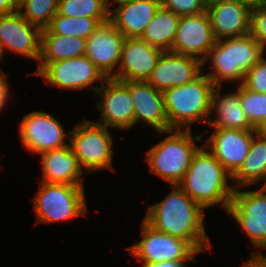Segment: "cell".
<instances>
[{"mask_svg": "<svg viewBox=\"0 0 266 267\" xmlns=\"http://www.w3.org/2000/svg\"><path fill=\"white\" fill-rule=\"evenodd\" d=\"M261 186L266 191V182L263 185H261Z\"/></svg>", "mask_w": 266, "mask_h": 267, "instance_id": "7bdbcfd3", "label": "cell"}, {"mask_svg": "<svg viewBox=\"0 0 266 267\" xmlns=\"http://www.w3.org/2000/svg\"><path fill=\"white\" fill-rule=\"evenodd\" d=\"M215 43L210 19L205 10L180 17L170 52L192 56L203 62Z\"/></svg>", "mask_w": 266, "mask_h": 267, "instance_id": "4fadbf2b", "label": "cell"}, {"mask_svg": "<svg viewBox=\"0 0 266 267\" xmlns=\"http://www.w3.org/2000/svg\"><path fill=\"white\" fill-rule=\"evenodd\" d=\"M160 5V0H131L111 10L109 21L125 38L141 37Z\"/></svg>", "mask_w": 266, "mask_h": 267, "instance_id": "7402d4cb", "label": "cell"}, {"mask_svg": "<svg viewBox=\"0 0 266 267\" xmlns=\"http://www.w3.org/2000/svg\"><path fill=\"white\" fill-rule=\"evenodd\" d=\"M158 133L168 136L146 152L145 161L153 174L170 185H178L199 149L194 140L201 141V136L193 137L191 130L180 129Z\"/></svg>", "mask_w": 266, "mask_h": 267, "instance_id": "5b68a950", "label": "cell"}, {"mask_svg": "<svg viewBox=\"0 0 266 267\" xmlns=\"http://www.w3.org/2000/svg\"><path fill=\"white\" fill-rule=\"evenodd\" d=\"M227 212L254 247L266 248V191L262 187L256 191L235 189Z\"/></svg>", "mask_w": 266, "mask_h": 267, "instance_id": "30bf717a", "label": "cell"}, {"mask_svg": "<svg viewBox=\"0 0 266 267\" xmlns=\"http://www.w3.org/2000/svg\"><path fill=\"white\" fill-rule=\"evenodd\" d=\"M141 225L142 239L127 249L142 264L166 260H194V256L199 253L188 241L160 232L144 219Z\"/></svg>", "mask_w": 266, "mask_h": 267, "instance_id": "ba28073f", "label": "cell"}, {"mask_svg": "<svg viewBox=\"0 0 266 267\" xmlns=\"http://www.w3.org/2000/svg\"><path fill=\"white\" fill-rule=\"evenodd\" d=\"M125 36L110 21L102 23L86 39L85 56L107 77L114 75L120 64Z\"/></svg>", "mask_w": 266, "mask_h": 267, "instance_id": "ac0fdd59", "label": "cell"}, {"mask_svg": "<svg viewBox=\"0 0 266 267\" xmlns=\"http://www.w3.org/2000/svg\"><path fill=\"white\" fill-rule=\"evenodd\" d=\"M162 50L140 37L125 38L120 64L111 77L119 81H147Z\"/></svg>", "mask_w": 266, "mask_h": 267, "instance_id": "e0dca14e", "label": "cell"}, {"mask_svg": "<svg viewBox=\"0 0 266 267\" xmlns=\"http://www.w3.org/2000/svg\"><path fill=\"white\" fill-rule=\"evenodd\" d=\"M207 150L205 146L198 149L178 186L204 210L221 204L227 211L235 190L228 185L232 176Z\"/></svg>", "mask_w": 266, "mask_h": 267, "instance_id": "7a4b0ae2", "label": "cell"}, {"mask_svg": "<svg viewBox=\"0 0 266 267\" xmlns=\"http://www.w3.org/2000/svg\"><path fill=\"white\" fill-rule=\"evenodd\" d=\"M147 209L144 220L154 229L188 241L199 253L210 249L204 228V209L178 185Z\"/></svg>", "mask_w": 266, "mask_h": 267, "instance_id": "6da1fadb", "label": "cell"}, {"mask_svg": "<svg viewBox=\"0 0 266 267\" xmlns=\"http://www.w3.org/2000/svg\"><path fill=\"white\" fill-rule=\"evenodd\" d=\"M59 0H24L18 9L22 16L31 24L45 29L58 12ZM23 8L25 11L23 12Z\"/></svg>", "mask_w": 266, "mask_h": 267, "instance_id": "f1b7e54d", "label": "cell"}, {"mask_svg": "<svg viewBox=\"0 0 266 267\" xmlns=\"http://www.w3.org/2000/svg\"><path fill=\"white\" fill-rule=\"evenodd\" d=\"M221 88L216 86L213 90L211 115L207 124L212 128L255 130L243 111L239 94L235 91L222 95ZM213 111L216 112L214 120Z\"/></svg>", "mask_w": 266, "mask_h": 267, "instance_id": "603a6c76", "label": "cell"}, {"mask_svg": "<svg viewBox=\"0 0 266 267\" xmlns=\"http://www.w3.org/2000/svg\"><path fill=\"white\" fill-rule=\"evenodd\" d=\"M1 60H2V55H1V52H0V63H1ZM2 72L1 68H0V73Z\"/></svg>", "mask_w": 266, "mask_h": 267, "instance_id": "ee69618b", "label": "cell"}, {"mask_svg": "<svg viewBox=\"0 0 266 267\" xmlns=\"http://www.w3.org/2000/svg\"><path fill=\"white\" fill-rule=\"evenodd\" d=\"M42 29L27 21L20 11L0 14V52L4 50L39 60Z\"/></svg>", "mask_w": 266, "mask_h": 267, "instance_id": "5bb4252c", "label": "cell"}, {"mask_svg": "<svg viewBox=\"0 0 266 267\" xmlns=\"http://www.w3.org/2000/svg\"><path fill=\"white\" fill-rule=\"evenodd\" d=\"M85 52L86 39L56 35L47 28L42 29L39 64L81 57L85 55Z\"/></svg>", "mask_w": 266, "mask_h": 267, "instance_id": "cb8c5ba5", "label": "cell"}, {"mask_svg": "<svg viewBox=\"0 0 266 267\" xmlns=\"http://www.w3.org/2000/svg\"><path fill=\"white\" fill-rule=\"evenodd\" d=\"M14 3L19 6L24 0H13Z\"/></svg>", "mask_w": 266, "mask_h": 267, "instance_id": "60d3db41", "label": "cell"}, {"mask_svg": "<svg viewBox=\"0 0 266 267\" xmlns=\"http://www.w3.org/2000/svg\"><path fill=\"white\" fill-rule=\"evenodd\" d=\"M19 133L26 149L36 154L62 148L69 145L66 140H70V131L66 133L62 124L53 115L44 111H34L25 115Z\"/></svg>", "mask_w": 266, "mask_h": 267, "instance_id": "7c38bea8", "label": "cell"}, {"mask_svg": "<svg viewBox=\"0 0 266 267\" xmlns=\"http://www.w3.org/2000/svg\"><path fill=\"white\" fill-rule=\"evenodd\" d=\"M18 10L13 0H0V14H10Z\"/></svg>", "mask_w": 266, "mask_h": 267, "instance_id": "8d00e7d4", "label": "cell"}, {"mask_svg": "<svg viewBox=\"0 0 266 267\" xmlns=\"http://www.w3.org/2000/svg\"><path fill=\"white\" fill-rule=\"evenodd\" d=\"M102 101L96 103L101 118L95 123L107 128L128 130L134 125V104L130 94V81L107 78L96 90Z\"/></svg>", "mask_w": 266, "mask_h": 267, "instance_id": "8fae6325", "label": "cell"}, {"mask_svg": "<svg viewBox=\"0 0 266 267\" xmlns=\"http://www.w3.org/2000/svg\"><path fill=\"white\" fill-rule=\"evenodd\" d=\"M46 80V83L57 88L69 90H82L91 86L96 92L98 86H93L99 80L101 84L107 77L85 55L73 59L59 60L49 64H39L32 73ZM93 84V85H91Z\"/></svg>", "mask_w": 266, "mask_h": 267, "instance_id": "9c48e42d", "label": "cell"}, {"mask_svg": "<svg viewBox=\"0 0 266 267\" xmlns=\"http://www.w3.org/2000/svg\"><path fill=\"white\" fill-rule=\"evenodd\" d=\"M242 85L256 93H266V59L265 55L245 73Z\"/></svg>", "mask_w": 266, "mask_h": 267, "instance_id": "4dcf8cb0", "label": "cell"}, {"mask_svg": "<svg viewBox=\"0 0 266 267\" xmlns=\"http://www.w3.org/2000/svg\"><path fill=\"white\" fill-rule=\"evenodd\" d=\"M101 23L95 18L66 17L56 14L47 29L56 35L76 36L87 39Z\"/></svg>", "mask_w": 266, "mask_h": 267, "instance_id": "4316f807", "label": "cell"}, {"mask_svg": "<svg viewBox=\"0 0 266 267\" xmlns=\"http://www.w3.org/2000/svg\"><path fill=\"white\" fill-rule=\"evenodd\" d=\"M242 267H266V256L261 252L254 253L252 251L250 260L244 262Z\"/></svg>", "mask_w": 266, "mask_h": 267, "instance_id": "d590c367", "label": "cell"}, {"mask_svg": "<svg viewBox=\"0 0 266 267\" xmlns=\"http://www.w3.org/2000/svg\"><path fill=\"white\" fill-rule=\"evenodd\" d=\"M194 260L162 261L153 264H141L142 267H188L189 262Z\"/></svg>", "mask_w": 266, "mask_h": 267, "instance_id": "e575fe53", "label": "cell"}, {"mask_svg": "<svg viewBox=\"0 0 266 267\" xmlns=\"http://www.w3.org/2000/svg\"><path fill=\"white\" fill-rule=\"evenodd\" d=\"M58 14L66 17L95 18L101 24L109 21L104 0H59Z\"/></svg>", "mask_w": 266, "mask_h": 267, "instance_id": "83f0119b", "label": "cell"}, {"mask_svg": "<svg viewBox=\"0 0 266 267\" xmlns=\"http://www.w3.org/2000/svg\"><path fill=\"white\" fill-rule=\"evenodd\" d=\"M161 6L179 16L194 15L206 10L204 0H160Z\"/></svg>", "mask_w": 266, "mask_h": 267, "instance_id": "1f68e13d", "label": "cell"}, {"mask_svg": "<svg viewBox=\"0 0 266 267\" xmlns=\"http://www.w3.org/2000/svg\"><path fill=\"white\" fill-rule=\"evenodd\" d=\"M40 155L42 158V182L83 185V167L73 153L70 144L62 148L45 151Z\"/></svg>", "mask_w": 266, "mask_h": 267, "instance_id": "44dd1931", "label": "cell"}, {"mask_svg": "<svg viewBox=\"0 0 266 267\" xmlns=\"http://www.w3.org/2000/svg\"><path fill=\"white\" fill-rule=\"evenodd\" d=\"M265 49L250 34L216 40L203 61V68L211 60L212 71L206 75L215 86H222V81H237L242 84L245 73L263 56Z\"/></svg>", "mask_w": 266, "mask_h": 267, "instance_id": "3957f363", "label": "cell"}, {"mask_svg": "<svg viewBox=\"0 0 266 267\" xmlns=\"http://www.w3.org/2000/svg\"><path fill=\"white\" fill-rule=\"evenodd\" d=\"M33 198L36 223L67 221L86 216L88 207L83 185L51 184L40 182Z\"/></svg>", "mask_w": 266, "mask_h": 267, "instance_id": "8992f818", "label": "cell"}, {"mask_svg": "<svg viewBox=\"0 0 266 267\" xmlns=\"http://www.w3.org/2000/svg\"><path fill=\"white\" fill-rule=\"evenodd\" d=\"M231 179L234 189L266 182V138L257 133L253 136L245 161Z\"/></svg>", "mask_w": 266, "mask_h": 267, "instance_id": "484cf974", "label": "cell"}, {"mask_svg": "<svg viewBox=\"0 0 266 267\" xmlns=\"http://www.w3.org/2000/svg\"><path fill=\"white\" fill-rule=\"evenodd\" d=\"M180 17L160 5L140 38L163 52L171 51Z\"/></svg>", "mask_w": 266, "mask_h": 267, "instance_id": "d4e9b609", "label": "cell"}, {"mask_svg": "<svg viewBox=\"0 0 266 267\" xmlns=\"http://www.w3.org/2000/svg\"><path fill=\"white\" fill-rule=\"evenodd\" d=\"M237 90L235 91L239 94L243 111L250 124L256 129L266 118V93L253 92L242 84L237 86Z\"/></svg>", "mask_w": 266, "mask_h": 267, "instance_id": "f546056e", "label": "cell"}, {"mask_svg": "<svg viewBox=\"0 0 266 267\" xmlns=\"http://www.w3.org/2000/svg\"><path fill=\"white\" fill-rule=\"evenodd\" d=\"M201 69L203 62L195 57L164 51L147 82L163 92L192 82L201 75Z\"/></svg>", "mask_w": 266, "mask_h": 267, "instance_id": "2e32d148", "label": "cell"}, {"mask_svg": "<svg viewBox=\"0 0 266 267\" xmlns=\"http://www.w3.org/2000/svg\"><path fill=\"white\" fill-rule=\"evenodd\" d=\"M108 128L92 121H81L70 131L69 144L86 171L115 170L112 164L113 148Z\"/></svg>", "mask_w": 266, "mask_h": 267, "instance_id": "52a82bcc", "label": "cell"}, {"mask_svg": "<svg viewBox=\"0 0 266 267\" xmlns=\"http://www.w3.org/2000/svg\"><path fill=\"white\" fill-rule=\"evenodd\" d=\"M129 1H131V0H113V1L104 0L105 5H106V7H107V9H108L109 12L112 10V9L110 8L112 2H113V4H114V3H117L118 5H121V4L127 3V2H129Z\"/></svg>", "mask_w": 266, "mask_h": 267, "instance_id": "ab89813d", "label": "cell"}, {"mask_svg": "<svg viewBox=\"0 0 266 267\" xmlns=\"http://www.w3.org/2000/svg\"><path fill=\"white\" fill-rule=\"evenodd\" d=\"M235 1H237L241 5L246 6L249 10L256 9L266 4V0H235Z\"/></svg>", "mask_w": 266, "mask_h": 267, "instance_id": "74e56055", "label": "cell"}, {"mask_svg": "<svg viewBox=\"0 0 266 267\" xmlns=\"http://www.w3.org/2000/svg\"><path fill=\"white\" fill-rule=\"evenodd\" d=\"M255 130L258 135L266 138V118L258 125Z\"/></svg>", "mask_w": 266, "mask_h": 267, "instance_id": "f35d334b", "label": "cell"}, {"mask_svg": "<svg viewBox=\"0 0 266 267\" xmlns=\"http://www.w3.org/2000/svg\"><path fill=\"white\" fill-rule=\"evenodd\" d=\"M214 1H216V0H204V2H205L206 4H209V3L214 2Z\"/></svg>", "mask_w": 266, "mask_h": 267, "instance_id": "b9f144b4", "label": "cell"}, {"mask_svg": "<svg viewBox=\"0 0 266 267\" xmlns=\"http://www.w3.org/2000/svg\"><path fill=\"white\" fill-rule=\"evenodd\" d=\"M216 40L250 34L251 10L235 0H216L206 5Z\"/></svg>", "mask_w": 266, "mask_h": 267, "instance_id": "d6986e66", "label": "cell"}, {"mask_svg": "<svg viewBox=\"0 0 266 267\" xmlns=\"http://www.w3.org/2000/svg\"><path fill=\"white\" fill-rule=\"evenodd\" d=\"M215 87L206 74H201L190 83L164 90L168 130H190L191 123L198 121L207 124Z\"/></svg>", "mask_w": 266, "mask_h": 267, "instance_id": "277c9868", "label": "cell"}, {"mask_svg": "<svg viewBox=\"0 0 266 267\" xmlns=\"http://www.w3.org/2000/svg\"><path fill=\"white\" fill-rule=\"evenodd\" d=\"M250 35L266 49V5L251 10Z\"/></svg>", "mask_w": 266, "mask_h": 267, "instance_id": "d6a6232c", "label": "cell"}, {"mask_svg": "<svg viewBox=\"0 0 266 267\" xmlns=\"http://www.w3.org/2000/svg\"><path fill=\"white\" fill-rule=\"evenodd\" d=\"M8 75L4 72L0 73V112L3 110L4 106L7 104L9 98V82L7 81Z\"/></svg>", "mask_w": 266, "mask_h": 267, "instance_id": "836d02e7", "label": "cell"}, {"mask_svg": "<svg viewBox=\"0 0 266 267\" xmlns=\"http://www.w3.org/2000/svg\"><path fill=\"white\" fill-rule=\"evenodd\" d=\"M130 94L134 104V125L143 122L157 132L168 131V120L163 92L147 81H130Z\"/></svg>", "mask_w": 266, "mask_h": 267, "instance_id": "ffe728a7", "label": "cell"}, {"mask_svg": "<svg viewBox=\"0 0 266 267\" xmlns=\"http://www.w3.org/2000/svg\"><path fill=\"white\" fill-rule=\"evenodd\" d=\"M213 134L206 140L205 147L233 176L245 161L256 130L213 128Z\"/></svg>", "mask_w": 266, "mask_h": 267, "instance_id": "9a60e30c", "label": "cell"}]
</instances>
